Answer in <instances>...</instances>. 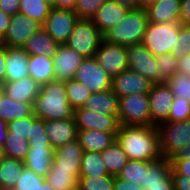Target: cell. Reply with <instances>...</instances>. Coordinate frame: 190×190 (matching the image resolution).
<instances>
[{
  "mask_svg": "<svg viewBox=\"0 0 190 190\" xmlns=\"http://www.w3.org/2000/svg\"><path fill=\"white\" fill-rule=\"evenodd\" d=\"M119 123L121 125L151 126L148 94H134L120 97Z\"/></svg>",
  "mask_w": 190,
  "mask_h": 190,
  "instance_id": "cell-7",
  "label": "cell"
},
{
  "mask_svg": "<svg viewBox=\"0 0 190 190\" xmlns=\"http://www.w3.org/2000/svg\"><path fill=\"white\" fill-rule=\"evenodd\" d=\"M43 1L46 2L52 8H55L56 0H43Z\"/></svg>",
  "mask_w": 190,
  "mask_h": 190,
  "instance_id": "cell-61",
  "label": "cell"
},
{
  "mask_svg": "<svg viewBox=\"0 0 190 190\" xmlns=\"http://www.w3.org/2000/svg\"><path fill=\"white\" fill-rule=\"evenodd\" d=\"M180 24L148 22L142 45L154 56L177 52V38Z\"/></svg>",
  "mask_w": 190,
  "mask_h": 190,
  "instance_id": "cell-4",
  "label": "cell"
},
{
  "mask_svg": "<svg viewBox=\"0 0 190 190\" xmlns=\"http://www.w3.org/2000/svg\"><path fill=\"white\" fill-rule=\"evenodd\" d=\"M171 89L174 97L185 98L189 101L190 96V75L176 73L165 82Z\"/></svg>",
  "mask_w": 190,
  "mask_h": 190,
  "instance_id": "cell-41",
  "label": "cell"
},
{
  "mask_svg": "<svg viewBox=\"0 0 190 190\" xmlns=\"http://www.w3.org/2000/svg\"><path fill=\"white\" fill-rule=\"evenodd\" d=\"M179 24L190 26V0H181Z\"/></svg>",
  "mask_w": 190,
  "mask_h": 190,
  "instance_id": "cell-51",
  "label": "cell"
},
{
  "mask_svg": "<svg viewBox=\"0 0 190 190\" xmlns=\"http://www.w3.org/2000/svg\"><path fill=\"white\" fill-rule=\"evenodd\" d=\"M101 154L102 161L109 175L117 176L128 162L127 155L123 152V149L116 140Z\"/></svg>",
  "mask_w": 190,
  "mask_h": 190,
  "instance_id": "cell-32",
  "label": "cell"
},
{
  "mask_svg": "<svg viewBox=\"0 0 190 190\" xmlns=\"http://www.w3.org/2000/svg\"><path fill=\"white\" fill-rule=\"evenodd\" d=\"M161 156L171 159L190 143V119L167 121L157 126Z\"/></svg>",
  "mask_w": 190,
  "mask_h": 190,
  "instance_id": "cell-5",
  "label": "cell"
},
{
  "mask_svg": "<svg viewBox=\"0 0 190 190\" xmlns=\"http://www.w3.org/2000/svg\"><path fill=\"white\" fill-rule=\"evenodd\" d=\"M83 108L108 116H119V98L112 89L92 93Z\"/></svg>",
  "mask_w": 190,
  "mask_h": 190,
  "instance_id": "cell-26",
  "label": "cell"
},
{
  "mask_svg": "<svg viewBox=\"0 0 190 190\" xmlns=\"http://www.w3.org/2000/svg\"><path fill=\"white\" fill-rule=\"evenodd\" d=\"M82 157L83 149L76 139L54 150L53 164L58 169L81 170Z\"/></svg>",
  "mask_w": 190,
  "mask_h": 190,
  "instance_id": "cell-23",
  "label": "cell"
},
{
  "mask_svg": "<svg viewBox=\"0 0 190 190\" xmlns=\"http://www.w3.org/2000/svg\"><path fill=\"white\" fill-rule=\"evenodd\" d=\"M6 157L5 151H4V146L0 145V162Z\"/></svg>",
  "mask_w": 190,
  "mask_h": 190,
  "instance_id": "cell-60",
  "label": "cell"
},
{
  "mask_svg": "<svg viewBox=\"0 0 190 190\" xmlns=\"http://www.w3.org/2000/svg\"><path fill=\"white\" fill-rule=\"evenodd\" d=\"M51 9L43 0H20L19 12L40 24L44 23Z\"/></svg>",
  "mask_w": 190,
  "mask_h": 190,
  "instance_id": "cell-36",
  "label": "cell"
},
{
  "mask_svg": "<svg viewBox=\"0 0 190 190\" xmlns=\"http://www.w3.org/2000/svg\"><path fill=\"white\" fill-rule=\"evenodd\" d=\"M116 141L128 160L156 162L163 158L156 126L120 124Z\"/></svg>",
  "mask_w": 190,
  "mask_h": 190,
  "instance_id": "cell-1",
  "label": "cell"
},
{
  "mask_svg": "<svg viewBox=\"0 0 190 190\" xmlns=\"http://www.w3.org/2000/svg\"><path fill=\"white\" fill-rule=\"evenodd\" d=\"M77 0H56L55 8L63 10H75Z\"/></svg>",
  "mask_w": 190,
  "mask_h": 190,
  "instance_id": "cell-55",
  "label": "cell"
},
{
  "mask_svg": "<svg viewBox=\"0 0 190 190\" xmlns=\"http://www.w3.org/2000/svg\"><path fill=\"white\" fill-rule=\"evenodd\" d=\"M12 16L5 14L1 9H0V41L4 38L8 26L10 25Z\"/></svg>",
  "mask_w": 190,
  "mask_h": 190,
  "instance_id": "cell-52",
  "label": "cell"
},
{
  "mask_svg": "<svg viewBox=\"0 0 190 190\" xmlns=\"http://www.w3.org/2000/svg\"><path fill=\"white\" fill-rule=\"evenodd\" d=\"M78 19L74 10L52 8L42 24V28L54 39V41L63 45L70 37Z\"/></svg>",
  "mask_w": 190,
  "mask_h": 190,
  "instance_id": "cell-10",
  "label": "cell"
},
{
  "mask_svg": "<svg viewBox=\"0 0 190 190\" xmlns=\"http://www.w3.org/2000/svg\"><path fill=\"white\" fill-rule=\"evenodd\" d=\"M73 118L78 130L97 129L117 133L120 126L119 116H108L83 107L74 110Z\"/></svg>",
  "mask_w": 190,
  "mask_h": 190,
  "instance_id": "cell-14",
  "label": "cell"
},
{
  "mask_svg": "<svg viewBox=\"0 0 190 190\" xmlns=\"http://www.w3.org/2000/svg\"><path fill=\"white\" fill-rule=\"evenodd\" d=\"M171 175L190 176V159H170Z\"/></svg>",
  "mask_w": 190,
  "mask_h": 190,
  "instance_id": "cell-47",
  "label": "cell"
},
{
  "mask_svg": "<svg viewBox=\"0 0 190 190\" xmlns=\"http://www.w3.org/2000/svg\"><path fill=\"white\" fill-rule=\"evenodd\" d=\"M103 39L104 35L91 19L79 18L65 45L83 57L90 58L95 55Z\"/></svg>",
  "mask_w": 190,
  "mask_h": 190,
  "instance_id": "cell-6",
  "label": "cell"
},
{
  "mask_svg": "<svg viewBox=\"0 0 190 190\" xmlns=\"http://www.w3.org/2000/svg\"><path fill=\"white\" fill-rule=\"evenodd\" d=\"M171 159H190V143L185 145V148L181 150L178 155L173 156Z\"/></svg>",
  "mask_w": 190,
  "mask_h": 190,
  "instance_id": "cell-58",
  "label": "cell"
},
{
  "mask_svg": "<svg viewBox=\"0 0 190 190\" xmlns=\"http://www.w3.org/2000/svg\"><path fill=\"white\" fill-rule=\"evenodd\" d=\"M3 94H4V83L0 82V99H1Z\"/></svg>",
  "mask_w": 190,
  "mask_h": 190,
  "instance_id": "cell-62",
  "label": "cell"
},
{
  "mask_svg": "<svg viewBox=\"0 0 190 190\" xmlns=\"http://www.w3.org/2000/svg\"><path fill=\"white\" fill-rule=\"evenodd\" d=\"M137 8L147 9L150 5H152L155 0H136Z\"/></svg>",
  "mask_w": 190,
  "mask_h": 190,
  "instance_id": "cell-59",
  "label": "cell"
},
{
  "mask_svg": "<svg viewBox=\"0 0 190 190\" xmlns=\"http://www.w3.org/2000/svg\"><path fill=\"white\" fill-rule=\"evenodd\" d=\"M116 134L103 132L97 129L78 130L77 140L83 151H96L102 153L115 140Z\"/></svg>",
  "mask_w": 190,
  "mask_h": 190,
  "instance_id": "cell-25",
  "label": "cell"
},
{
  "mask_svg": "<svg viewBox=\"0 0 190 190\" xmlns=\"http://www.w3.org/2000/svg\"><path fill=\"white\" fill-rule=\"evenodd\" d=\"M128 69L146 77L151 83H159V67L154 56L141 43L127 47Z\"/></svg>",
  "mask_w": 190,
  "mask_h": 190,
  "instance_id": "cell-9",
  "label": "cell"
},
{
  "mask_svg": "<svg viewBox=\"0 0 190 190\" xmlns=\"http://www.w3.org/2000/svg\"><path fill=\"white\" fill-rule=\"evenodd\" d=\"M106 0H77L74 12L78 18L91 19Z\"/></svg>",
  "mask_w": 190,
  "mask_h": 190,
  "instance_id": "cell-45",
  "label": "cell"
},
{
  "mask_svg": "<svg viewBox=\"0 0 190 190\" xmlns=\"http://www.w3.org/2000/svg\"><path fill=\"white\" fill-rule=\"evenodd\" d=\"M30 145L27 139L18 136H7L4 151L7 157L24 161Z\"/></svg>",
  "mask_w": 190,
  "mask_h": 190,
  "instance_id": "cell-39",
  "label": "cell"
},
{
  "mask_svg": "<svg viewBox=\"0 0 190 190\" xmlns=\"http://www.w3.org/2000/svg\"><path fill=\"white\" fill-rule=\"evenodd\" d=\"M190 119V102L185 98L174 97L167 121H184Z\"/></svg>",
  "mask_w": 190,
  "mask_h": 190,
  "instance_id": "cell-43",
  "label": "cell"
},
{
  "mask_svg": "<svg viewBox=\"0 0 190 190\" xmlns=\"http://www.w3.org/2000/svg\"><path fill=\"white\" fill-rule=\"evenodd\" d=\"M40 92V85L32 78L4 82V93L15 101L33 103Z\"/></svg>",
  "mask_w": 190,
  "mask_h": 190,
  "instance_id": "cell-24",
  "label": "cell"
},
{
  "mask_svg": "<svg viewBox=\"0 0 190 190\" xmlns=\"http://www.w3.org/2000/svg\"><path fill=\"white\" fill-rule=\"evenodd\" d=\"M73 79L84 84L91 93L102 92L112 87V79L94 57L85 58L82 61Z\"/></svg>",
  "mask_w": 190,
  "mask_h": 190,
  "instance_id": "cell-11",
  "label": "cell"
},
{
  "mask_svg": "<svg viewBox=\"0 0 190 190\" xmlns=\"http://www.w3.org/2000/svg\"><path fill=\"white\" fill-rule=\"evenodd\" d=\"M146 10L148 22L176 23L179 22L181 0H156Z\"/></svg>",
  "mask_w": 190,
  "mask_h": 190,
  "instance_id": "cell-22",
  "label": "cell"
},
{
  "mask_svg": "<svg viewBox=\"0 0 190 190\" xmlns=\"http://www.w3.org/2000/svg\"><path fill=\"white\" fill-rule=\"evenodd\" d=\"M174 190H190V176L171 175Z\"/></svg>",
  "mask_w": 190,
  "mask_h": 190,
  "instance_id": "cell-50",
  "label": "cell"
},
{
  "mask_svg": "<svg viewBox=\"0 0 190 190\" xmlns=\"http://www.w3.org/2000/svg\"><path fill=\"white\" fill-rule=\"evenodd\" d=\"M52 59L54 65V81L65 82L73 79L75 72L85 57L63 44L59 46L57 53Z\"/></svg>",
  "mask_w": 190,
  "mask_h": 190,
  "instance_id": "cell-16",
  "label": "cell"
},
{
  "mask_svg": "<svg viewBox=\"0 0 190 190\" xmlns=\"http://www.w3.org/2000/svg\"><path fill=\"white\" fill-rule=\"evenodd\" d=\"M29 56L23 47H6L5 82L19 81L29 77Z\"/></svg>",
  "mask_w": 190,
  "mask_h": 190,
  "instance_id": "cell-20",
  "label": "cell"
},
{
  "mask_svg": "<svg viewBox=\"0 0 190 190\" xmlns=\"http://www.w3.org/2000/svg\"><path fill=\"white\" fill-rule=\"evenodd\" d=\"M151 163V161L128 160L117 177L129 182L138 183L145 188L146 168Z\"/></svg>",
  "mask_w": 190,
  "mask_h": 190,
  "instance_id": "cell-34",
  "label": "cell"
},
{
  "mask_svg": "<svg viewBox=\"0 0 190 190\" xmlns=\"http://www.w3.org/2000/svg\"><path fill=\"white\" fill-rule=\"evenodd\" d=\"M28 64L29 76L40 86L54 81L52 58L43 55H30Z\"/></svg>",
  "mask_w": 190,
  "mask_h": 190,
  "instance_id": "cell-28",
  "label": "cell"
},
{
  "mask_svg": "<svg viewBox=\"0 0 190 190\" xmlns=\"http://www.w3.org/2000/svg\"><path fill=\"white\" fill-rule=\"evenodd\" d=\"M64 85L67 100L74 110L83 107L86 100L92 94L84 84L75 81L74 79L65 81Z\"/></svg>",
  "mask_w": 190,
  "mask_h": 190,
  "instance_id": "cell-37",
  "label": "cell"
},
{
  "mask_svg": "<svg viewBox=\"0 0 190 190\" xmlns=\"http://www.w3.org/2000/svg\"><path fill=\"white\" fill-rule=\"evenodd\" d=\"M54 160V149L51 146H30L24 159V166L37 175L46 177Z\"/></svg>",
  "mask_w": 190,
  "mask_h": 190,
  "instance_id": "cell-21",
  "label": "cell"
},
{
  "mask_svg": "<svg viewBox=\"0 0 190 190\" xmlns=\"http://www.w3.org/2000/svg\"><path fill=\"white\" fill-rule=\"evenodd\" d=\"M115 176H79L77 190H113Z\"/></svg>",
  "mask_w": 190,
  "mask_h": 190,
  "instance_id": "cell-38",
  "label": "cell"
},
{
  "mask_svg": "<svg viewBox=\"0 0 190 190\" xmlns=\"http://www.w3.org/2000/svg\"><path fill=\"white\" fill-rule=\"evenodd\" d=\"M117 4L128 8L129 10L137 9V1L136 0H113Z\"/></svg>",
  "mask_w": 190,
  "mask_h": 190,
  "instance_id": "cell-57",
  "label": "cell"
},
{
  "mask_svg": "<svg viewBox=\"0 0 190 190\" xmlns=\"http://www.w3.org/2000/svg\"><path fill=\"white\" fill-rule=\"evenodd\" d=\"M80 170L58 169L54 164L46 175V181L56 190H77Z\"/></svg>",
  "mask_w": 190,
  "mask_h": 190,
  "instance_id": "cell-29",
  "label": "cell"
},
{
  "mask_svg": "<svg viewBox=\"0 0 190 190\" xmlns=\"http://www.w3.org/2000/svg\"><path fill=\"white\" fill-rule=\"evenodd\" d=\"M109 175L102 161V154L96 151H83L79 176Z\"/></svg>",
  "mask_w": 190,
  "mask_h": 190,
  "instance_id": "cell-33",
  "label": "cell"
},
{
  "mask_svg": "<svg viewBox=\"0 0 190 190\" xmlns=\"http://www.w3.org/2000/svg\"><path fill=\"white\" fill-rule=\"evenodd\" d=\"M6 77V46L0 43V82H5Z\"/></svg>",
  "mask_w": 190,
  "mask_h": 190,
  "instance_id": "cell-54",
  "label": "cell"
},
{
  "mask_svg": "<svg viewBox=\"0 0 190 190\" xmlns=\"http://www.w3.org/2000/svg\"><path fill=\"white\" fill-rule=\"evenodd\" d=\"M46 134L55 150L77 139L78 128L74 118L64 120H45Z\"/></svg>",
  "mask_w": 190,
  "mask_h": 190,
  "instance_id": "cell-17",
  "label": "cell"
},
{
  "mask_svg": "<svg viewBox=\"0 0 190 190\" xmlns=\"http://www.w3.org/2000/svg\"><path fill=\"white\" fill-rule=\"evenodd\" d=\"M7 122L0 118V145L4 146L8 134Z\"/></svg>",
  "mask_w": 190,
  "mask_h": 190,
  "instance_id": "cell-56",
  "label": "cell"
},
{
  "mask_svg": "<svg viewBox=\"0 0 190 190\" xmlns=\"http://www.w3.org/2000/svg\"><path fill=\"white\" fill-rule=\"evenodd\" d=\"M59 46L60 44L54 41L42 28L27 40L23 48L29 55H43L53 58Z\"/></svg>",
  "mask_w": 190,
  "mask_h": 190,
  "instance_id": "cell-27",
  "label": "cell"
},
{
  "mask_svg": "<svg viewBox=\"0 0 190 190\" xmlns=\"http://www.w3.org/2000/svg\"><path fill=\"white\" fill-rule=\"evenodd\" d=\"M37 119V117L32 113L30 116L25 118L17 119L8 122V134L7 136H18L29 139L31 136V125Z\"/></svg>",
  "mask_w": 190,
  "mask_h": 190,
  "instance_id": "cell-42",
  "label": "cell"
},
{
  "mask_svg": "<svg viewBox=\"0 0 190 190\" xmlns=\"http://www.w3.org/2000/svg\"><path fill=\"white\" fill-rule=\"evenodd\" d=\"M159 67V83L166 82L178 72V57L175 53L156 56Z\"/></svg>",
  "mask_w": 190,
  "mask_h": 190,
  "instance_id": "cell-40",
  "label": "cell"
},
{
  "mask_svg": "<svg viewBox=\"0 0 190 190\" xmlns=\"http://www.w3.org/2000/svg\"><path fill=\"white\" fill-rule=\"evenodd\" d=\"M33 103L15 101L5 95L0 99V118L5 122L25 118L33 113Z\"/></svg>",
  "mask_w": 190,
  "mask_h": 190,
  "instance_id": "cell-30",
  "label": "cell"
},
{
  "mask_svg": "<svg viewBox=\"0 0 190 190\" xmlns=\"http://www.w3.org/2000/svg\"><path fill=\"white\" fill-rule=\"evenodd\" d=\"M42 24L18 12L12 16L4 38L0 41L6 47H23Z\"/></svg>",
  "mask_w": 190,
  "mask_h": 190,
  "instance_id": "cell-12",
  "label": "cell"
},
{
  "mask_svg": "<svg viewBox=\"0 0 190 190\" xmlns=\"http://www.w3.org/2000/svg\"><path fill=\"white\" fill-rule=\"evenodd\" d=\"M151 126L167 122L174 95L165 82L154 83L148 93Z\"/></svg>",
  "mask_w": 190,
  "mask_h": 190,
  "instance_id": "cell-13",
  "label": "cell"
},
{
  "mask_svg": "<svg viewBox=\"0 0 190 190\" xmlns=\"http://www.w3.org/2000/svg\"><path fill=\"white\" fill-rule=\"evenodd\" d=\"M153 85L146 77L129 69L122 71L112 79V91L118 97L134 94H148Z\"/></svg>",
  "mask_w": 190,
  "mask_h": 190,
  "instance_id": "cell-15",
  "label": "cell"
},
{
  "mask_svg": "<svg viewBox=\"0 0 190 190\" xmlns=\"http://www.w3.org/2000/svg\"><path fill=\"white\" fill-rule=\"evenodd\" d=\"M13 190H56L45 179L24 167L19 180Z\"/></svg>",
  "mask_w": 190,
  "mask_h": 190,
  "instance_id": "cell-35",
  "label": "cell"
},
{
  "mask_svg": "<svg viewBox=\"0 0 190 190\" xmlns=\"http://www.w3.org/2000/svg\"><path fill=\"white\" fill-rule=\"evenodd\" d=\"M24 167L23 161L6 156L0 162V190H13Z\"/></svg>",
  "mask_w": 190,
  "mask_h": 190,
  "instance_id": "cell-31",
  "label": "cell"
},
{
  "mask_svg": "<svg viewBox=\"0 0 190 190\" xmlns=\"http://www.w3.org/2000/svg\"><path fill=\"white\" fill-rule=\"evenodd\" d=\"M144 190H174L170 159L162 158L146 168Z\"/></svg>",
  "mask_w": 190,
  "mask_h": 190,
  "instance_id": "cell-18",
  "label": "cell"
},
{
  "mask_svg": "<svg viewBox=\"0 0 190 190\" xmlns=\"http://www.w3.org/2000/svg\"><path fill=\"white\" fill-rule=\"evenodd\" d=\"M190 75V54L178 58V72Z\"/></svg>",
  "mask_w": 190,
  "mask_h": 190,
  "instance_id": "cell-53",
  "label": "cell"
},
{
  "mask_svg": "<svg viewBox=\"0 0 190 190\" xmlns=\"http://www.w3.org/2000/svg\"><path fill=\"white\" fill-rule=\"evenodd\" d=\"M32 108L33 114L44 121L69 119L74 114V109L67 100L64 82L60 81L41 85Z\"/></svg>",
  "mask_w": 190,
  "mask_h": 190,
  "instance_id": "cell-2",
  "label": "cell"
},
{
  "mask_svg": "<svg viewBox=\"0 0 190 190\" xmlns=\"http://www.w3.org/2000/svg\"><path fill=\"white\" fill-rule=\"evenodd\" d=\"M129 12V9L113 0H106L91 18L95 26L104 35L118 24Z\"/></svg>",
  "mask_w": 190,
  "mask_h": 190,
  "instance_id": "cell-19",
  "label": "cell"
},
{
  "mask_svg": "<svg viewBox=\"0 0 190 190\" xmlns=\"http://www.w3.org/2000/svg\"><path fill=\"white\" fill-rule=\"evenodd\" d=\"M28 142L30 146H51L43 119L37 118L31 125V136H29Z\"/></svg>",
  "mask_w": 190,
  "mask_h": 190,
  "instance_id": "cell-44",
  "label": "cell"
},
{
  "mask_svg": "<svg viewBox=\"0 0 190 190\" xmlns=\"http://www.w3.org/2000/svg\"><path fill=\"white\" fill-rule=\"evenodd\" d=\"M113 190H144V188L138 183L129 182L115 176Z\"/></svg>",
  "mask_w": 190,
  "mask_h": 190,
  "instance_id": "cell-49",
  "label": "cell"
},
{
  "mask_svg": "<svg viewBox=\"0 0 190 190\" xmlns=\"http://www.w3.org/2000/svg\"><path fill=\"white\" fill-rule=\"evenodd\" d=\"M0 9L10 16L15 15L20 9V0H0Z\"/></svg>",
  "mask_w": 190,
  "mask_h": 190,
  "instance_id": "cell-48",
  "label": "cell"
},
{
  "mask_svg": "<svg viewBox=\"0 0 190 190\" xmlns=\"http://www.w3.org/2000/svg\"><path fill=\"white\" fill-rule=\"evenodd\" d=\"M175 54L178 58L190 54V26L180 25Z\"/></svg>",
  "mask_w": 190,
  "mask_h": 190,
  "instance_id": "cell-46",
  "label": "cell"
},
{
  "mask_svg": "<svg viewBox=\"0 0 190 190\" xmlns=\"http://www.w3.org/2000/svg\"><path fill=\"white\" fill-rule=\"evenodd\" d=\"M147 24L148 14L146 9L129 10L118 24L104 34V40L126 47L140 44Z\"/></svg>",
  "mask_w": 190,
  "mask_h": 190,
  "instance_id": "cell-3",
  "label": "cell"
},
{
  "mask_svg": "<svg viewBox=\"0 0 190 190\" xmlns=\"http://www.w3.org/2000/svg\"><path fill=\"white\" fill-rule=\"evenodd\" d=\"M93 57L111 79L128 69L126 46L109 43L103 39Z\"/></svg>",
  "mask_w": 190,
  "mask_h": 190,
  "instance_id": "cell-8",
  "label": "cell"
}]
</instances>
